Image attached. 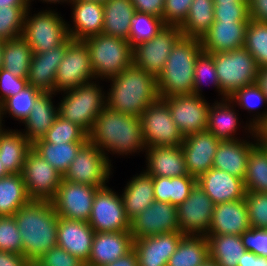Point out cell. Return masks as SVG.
Wrapping results in <instances>:
<instances>
[{"label":"cell","instance_id":"1","mask_svg":"<svg viewBox=\"0 0 267 266\" xmlns=\"http://www.w3.org/2000/svg\"><path fill=\"white\" fill-rule=\"evenodd\" d=\"M88 140L99 147L106 158L108 154L128 156L144 152L141 119L134 115L114 111L105 106L95 119Z\"/></svg>","mask_w":267,"mask_h":266},{"label":"cell","instance_id":"2","mask_svg":"<svg viewBox=\"0 0 267 266\" xmlns=\"http://www.w3.org/2000/svg\"><path fill=\"white\" fill-rule=\"evenodd\" d=\"M22 238V255L29 261L38 260L57 246L59 216L51 201L31 200L14 215Z\"/></svg>","mask_w":267,"mask_h":266},{"label":"cell","instance_id":"3","mask_svg":"<svg viewBox=\"0 0 267 266\" xmlns=\"http://www.w3.org/2000/svg\"><path fill=\"white\" fill-rule=\"evenodd\" d=\"M108 81L106 106L114 111L140 118L149 104L159 98L157 78L133 64Z\"/></svg>","mask_w":267,"mask_h":266},{"label":"cell","instance_id":"4","mask_svg":"<svg viewBox=\"0 0 267 266\" xmlns=\"http://www.w3.org/2000/svg\"><path fill=\"white\" fill-rule=\"evenodd\" d=\"M202 51L200 39L182 36L177 41L157 77L160 98L193 94L195 61Z\"/></svg>","mask_w":267,"mask_h":266},{"label":"cell","instance_id":"5","mask_svg":"<svg viewBox=\"0 0 267 266\" xmlns=\"http://www.w3.org/2000/svg\"><path fill=\"white\" fill-rule=\"evenodd\" d=\"M99 79L86 82L63 93L58 102L59 115L77 124L87 134L95 123V119L106 106V90L100 86ZM105 90V91H104Z\"/></svg>","mask_w":267,"mask_h":266},{"label":"cell","instance_id":"6","mask_svg":"<svg viewBox=\"0 0 267 266\" xmlns=\"http://www.w3.org/2000/svg\"><path fill=\"white\" fill-rule=\"evenodd\" d=\"M83 41L89 49L96 79L107 81L133 64V48L127 39L98 34Z\"/></svg>","mask_w":267,"mask_h":266},{"label":"cell","instance_id":"7","mask_svg":"<svg viewBox=\"0 0 267 266\" xmlns=\"http://www.w3.org/2000/svg\"><path fill=\"white\" fill-rule=\"evenodd\" d=\"M30 9L31 6L26 11L21 36L27 41L33 53L56 48L69 38V22H66L55 9L48 7L34 14Z\"/></svg>","mask_w":267,"mask_h":266},{"label":"cell","instance_id":"8","mask_svg":"<svg viewBox=\"0 0 267 266\" xmlns=\"http://www.w3.org/2000/svg\"><path fill=\"white\" fill-rule=\"evenodd\" d=\"M210 54L213 57L221 91L227 98L243 87L257 82L259 67L256 59L244 47Z\"/></svg>","mask_w":267,"mask_h":266},{"label":"cell","instance_id":"9","mask_svg":"<svg viewBox=\"0 0 267 266\" xmlns=\"http://www.w3.org/2000/svg\"><path fill=\"white\" fill-rule=\"evenodd\" d=\"M111 167L113 168L103 151L88 140L78 150L77 156L63 175V180L101 188L111 179Z\"/></svg>","mask_w":267,"mask_h":266},{"label":"cell","instance_id":"10","mask_svg":"<svg viewBox=\"0 0 267 266\" xmlns=\"http://www.w3.org/2000/svg\"><path fill=\"white\" fill-rule=\"evenodd\" d=\"M143 139L147 148L155 146L177 147L183 143L184 136L171 117L163 98L149 104L141 117Z\"/></svg>","mask_w":267,"mask_h":266},{"label":"cell","instance_id":"11","mask_svg":"<svg viewBox=\"0 0 267 266\" xmlns=\"http://www.w3.org/2000/svg\"><path fill=\"white\" fill-rule=\"evenodd\" d=\"M95 79L86 43L69 37L65 56L57 69L54 93L60 94V92L78 88Z\"/></svg>","mask_w":267,"mask_h":266},{"label":"cell","instance_id":"12","mask_svg":"<svg viewBox=\"0 0 267 266\" xmlns=\"http://www.w3.org/2000/svg\"><path fill=\"white\" fill-rule=\"evenodd\" d=\"M183 36L179 26L165 25L151 40L133 47V65L158 77L177 41Z\"/></svg>","mask_w":267,"mask_h":266},{"label":"cell","instance_id":"13","mask_svg":"<svg viewBox=\"0 0 267 266\" xmlns=\"http://www.w3.org/2000/svg\"><path fill=\"white\" fill-rule=\"evenodd\" d=\"M94 232L130 231L121 195L108 185L97 190L88 220Z\"/></svg>","mask_w":267,"mask_h":266},{"label":"cell","instance_id":"14","mask_svg":"<svg viewBox=\"0 0 267 266\" xmlns=\"http://www.w3.org/2000/svg\"><path fill=\"white\" fill-rule=\"evenodd\" d=\"M21 174L32 200L51 201L63 179V175L32 148L26 156Z\"/></svg>","mask_w":267,"mask_h":266},{"label":"cell","instance_id":"15","mask_svg":"<svg viewBox=\"0 0 267 266\" xmlns=\"http://www.w3.org/2000/svg\"><path fill=\"white\" fill-rule=\"evenodd\" d=\"M98 189L96 186L62 179L57 194L51 202L59 217L88 222L94 196Z\"/></svg>","mask_w":267,"mask_h":266},{"label":"cell","instance_id":"16","mask_svg":"<svg viewBox=\"0 0 267 266\" xmlns=\"http://www.w3.org/2000/svg\"><path fill=\"white\" fill-rule=\"evenodd\" d=\"M184 137L206 131L211 103L196 94L163 98Z\"/></svg>","mask_w":267,"mask_h":266},{"label":"cell","instance_id":"17","mask_svg":"<svg viewBox=\"0 0 267 266\" xmlns=\"http://www.w3.org/2000/svg\"><path fill=\"white\" fill-rule=\"evenodd\" d=\"M214 202L195 184L188 198L177 206L179 229L184 235H206L209 231Z\"/></svg>","mask_w":267,"mask_h":266},{"label":"cell","instance_id":"18","mask_svg":"<svg viewBox=\"0 0 267 266\" xmlns=\"http://www.w3.org/2000/svg\"><path fill=\"white\" fill-rule=\"evenodd\" d=\"M178 231L177 207L156 200L131 221L130 228L133 239Z\"/></svg>","mask_w":267,"mask_h":266},{"label":"cell","instance_id":"19","mask_svg":"<svg viewBox=\"0 0 267 266\" xmlns=\"http://www.w3.org/2000/svg\"><path fill=\"white\" fill-rule=\"evenodd\" d=\"M220 142L207 130L184 137L181 147L191 177L198 179L213 167L214 155Z\"/></svg>","mask_w":267,"mask_h":266},{"label":"cell","instance_id":"20","mask_svg":"<svg viewBox=\"0 0 267 266\" xmlns=\"http://www.w3.org/2000/svg\"><path fill=\"white\" fill-rule=\"evenodd\" d=\"M184 234L168 232L141 239H134L133 249L137 255L138 266H167Z\"/></svg>","mask_w":267,"mask_h":266},{"label":"cell","instance_id":"21","mask_svg":"<svg viewBox=\"0 0 267 266\" xmlns=\"http://www.w3.org/2000/svg\"><path fill=\"white\" fill-rule=\"evenodd\" d=\"M95 232L87 221L59 217L57 246L76 256L85 264L91 254Z\"/></svg>","mask_w":267,"mask_h":266},{"label":"cell","instance_id":"22","mask_svg":"<svg viewBox=\"0 0 267 266\" xmlns=\"http://www.w3.org/2000/svg\"><path fill=\"white\" fill-rule=\"evenodd\" d=\"M258 142L257 133L251 137L246 136L245 139L241 137L240 139L221 141L214 155L213 168L244 179L250 150Z\"/></svg>","mask_w":267,"mask_h":266},{"label":"cell","instance_id":"23","mask_svg":"<svg viewBox=\"0 0 267 266\" xmlns=\"http://www.w3.org/2000/svg\"><path fill=\"white\" fill-rule=\"evenodd\" d=\"M236 111L238 110L229 98L219 101L215 100L209 108L206 130L213 133L221 141L240 139L236 132L241 128H245L244 130L247 135H255L256 130L247 121L245 123L246 126H240L242 124L239 120V113Z\"/></svg>","mask_w":267,"mask_h":266},{"label":"cell","instance_id":"24","mask_svg":"<svg viewBox=\"0 0 267 266\" xmlns=\"http://www.w3.org/2000/svg\"><path fill=\"white\" fill-rule=\"evenodd\" d=\"M72 24H68V34L73 40H84L102 34L104 27L103 3L91 0H71ZM71 25V26H70Z\"/></svg>","mask_w":267,"mask_h":266},{"label":"cell","instance_id":"25","mask_svg":"<svg viewBox=\"0 0 267 266\" xmlns=\"http://www.w3.org/2000/svg\"><path fill=\"white\" fill-rule=\"evenodd\" d=\"M67 50V40L60 46L42 53H33L27 76L28 85L42 93H54L58 66Z\"/></svg>","mask_w":267,"mask_h":266},{"label":"cell","instance_id":"26","mask_svg":"<svg viewBox=\"0 0 267 266\" xmlns=\"http://www.w3.org/2000/svg\"><path fill=\"white\" fill-rule=\"evenodd\" d=\"M197 184L215 205L244 199L246 194L242 178L213 167L197 179Z\"/></svg>","mask_w":267,"mask_h":266},{"label":"cell","instance_id":"27","mask_svg":"<svg viewBox=\"0 0 267 266\" xmlns=\"http://www.w3.org/2000/svg\"><path fill=\"white\" fill-rule=\"evenodd\" d=\"M130 231L95 232L91 254L85 266H102L126 255L133 249Z\"/></svg>","mask_w":267,"mask_h":266},{"label":"cell","instance_id":"28","mask_svg":"<svg viewBox=\"0 0 267 266\" xmlns=\"http://www.w3.org/2000/svg\"><path fill=\"white\" fill-rule=\"evenodd\" d=\"M245 199L216 204L209 231L206 235H241L250 229Z\"/></svg>","mask_w":267,"mask_h":266},{"label":"cell","instance_id":"29","mask_svg":"<svg viewBox=\"0 0 267 266\" xmlns=\"http://www.w3.org/2000/svg\"><path fill=\"white\" fill-rule=\"evenodd\" d=\"M145 172L152 177H177L189 175L181 145L177 147L155 146L144 151Z\"/></svg>","mask_w":267,"mask_h":266},{"label":"cell","instance_id":"30","mask_svg":"<svg viewBox=\"0 0 267 266\" xmlns=\"http://www.w3.org/2000/svg\"><path fill=\"white\" fill-rule=\"evenodd\" d=\"M248 23L215 21L200 40L203 51L218 53L244 47Z\"/></svg>","mask_w":267,"mask_h":266},{"label":"cell","instance_id":"31","mask_svg":"<svg viewBox=\"0 0 267 266\" xmlns=\"http://www.w3.org/2000/svg\"><path fill=\"white\" fill-rule=\"evenodd\" d=\"M122 189L124 211L130 222L154 201L153 177L144 170L133 175Z\"/></svg>","mask_w":267,"mask_h":266},{"label":"cell","instance_id":"32","mask_svg":"<svg viewBox=\"0 0 267 266\" xmlns=\"http://www.w3.org/2000/svg\"><path fill=\"white\" fill-rule=\"evenodd\" d=\"M58 94L43 93L36 101L27 119L24 121L25 129H21L32 144L42 139L59 115L58 103L55 105L53 97Z\"/></svg>","mask_w":267,"mask_h":266},{"label":"cell","instance_id":"33","mask_svg":"<svg viewBox=\"0 0 267 266\" xmlns=\"http://www.w3.org/2000/svg\"><path fill=\"white\" fill-rule=\"evenodd\" d=\"M32 144L18 129L4 128L0 132V158L10 174L22 173L26 156Z\"/></svg>","mask_w":267,"mask_h":266},{"label":"cell","instance_id":"34","mask_svg":"<svg viewBox=\"0 0 267 266\" xmlns=\"http://www.w3.org/2000/svg\"><path fill=\"white\" fill-rule=\"evenodd\" d=\"M103 8L102 34L128 40L130 21L135 13L132 0H107Z\"/></svg>","mask_w":267,"mask_h":266},{"label":"cell","instance_id":"35","mask_svg":"<svg viewBox=\"0 0 267 266\" xmlns=\"http://www.w3.org/2000/svg\"><path fill=\"white\" fill-rule=\"evenodd\" d=\"M209 246V258L218 266H238L246 248L240 235H205Z\"/></svg>","mask_w":267,"mask_h":266},{"label":"cell","instance_id":"36","mask_svg":"<svg viewBox=\"0 0 267 266\" xmlns=\"http://www.w3.org/2000/svg\"><path fill=\"white\" fill-rule=\"evenodd\" d=\"M209 259L205 235H184L167 266H202Z\"/></svg>","mask_w":267,"mask_h":266},{"label":"cell","instance_id":"37","mask_svg":"<svg viewBox=\"0 0 267 266\" xmlns=\"http://www.w3.org/2000/svg\"><path fill=\"white\" fill-rule=\"evenodd\" d=\"M85 143L86 142L49 143L42 138L32 143V149L64 175L77 156L78 150Z\"/></svg>","mask_w":267,"mask_h":266},{"label":"cell","instance_id":"38","mask_svg":"<svg viewBox=\"0 0 267 266\" xmlns=\"http://www.w3.org/2000/svg\"><path fill=\"white\" fill-rule=\"evenodd\" d=\"M196 183L197 179L190 175L172 178L153 177L155 200L170 203L177 207L188 198Z\"/></svg>","mask_w":267,"mask_h":266},{"label":"cell","instance_id":"39","mask_svg":"<svg viewBox=\"0 0 267 266\" xmlns=\"http://www.w3.org/2000/svg\"><path fill=\"white\" fill-rule=\"evenodd\" d=\"M31 200L21 173L0 178V216H14L19 208Z\"/></svg>","mask_w":267,"mask_h":266},{"label":"cell","instance_id":"40","mask_svg":"<svg viewBox=\"0 0 267 266\" xmlns=\"http://www.w3.org/2000/svg\"><path fill=\"white\" fill-rule=\"evenodd\" d=\"M214 22L213 0H193L188 15L179 28L183 36L201 40Z\"/></svg>","mask_w":267,"mask_h":266},{"label":"cell","instance_id":"41","mask_svg":"<svg viewBox=\"0 0 267 266\" xmlns=\"http://www.w3.org/2000/svg\"><path fill=\"white\" fill-rule=\"evenodd\" d=\"M33 51L22 37L3 41L2 68L21 78H27Z\"/></svg>","mask_w":267,"mask_h":266},{"label":"cell","instance_id":"42","mask_svg":"<svg viewBox=\"0 0 267 266\" xmlns=\"http://www.w3.org/2000/svg\"><path fill=\"white\" fill-rule=\"evenodd\" d=\"M229 99L236 105L235 107H238V110L240 108L247 110L250 114L252 112L253 118H250L248 123L253 126L255 130L267 119V108H264L262 113L259 110L261 104L263 107H267V98L256 83L236 91Z\"/></svg>","mask_w":267,"mask_h":266},{"label":"cell","instance_id":"43","mask_svg":"<svg viewBox=\"0 0 267 266\" xmlns=\"http://www.w3.org/2000/svg\"><path fill=\"white\" fill-rule=\"evenodd\" d=\"M243 180L246 191L267 193V149L260 142L250 150Z\"/></svg>","mask_w":267,"mask_h":266},{"label":"cell","instance_id":"44","mask_svg":"<svg viewBox=\"0 0 267 266\" xmlns=\"http://www.w3.org/2000/svg\"><path fill=\"white\" fill-rule=\"evenodd\" d=\"M43 93L36 89L35 87L27 85L23 90H21L16 95L7 98L0 105V116L2 121H4L3 117L7 115L14 120L19 121L20 123H24V121L29 116L32 108L35 104V101L42 95Z\"/></svg>","mask_w":267,"mask_h":266},{"label":"cell","instance_id":"45","mask_svg":"<svg viewBox=\"0 0 267 266\" xmlns=\"http://www.w3.org/2000/svg\"><path fill=\"white\" fill-rule=\"evenodd\" d=\"M164 26L165 24L162 18L135 11L130 21L128 37L131 47L133 48L142 42L151 40Z\"/></svg>","mask_w":267,"mask_h":266},{"label":"cell","instance_id":"46","mask_svg":"<svg viewBox=\"0 0 267 266\" xmlns=\"http://www.w3.org/2000/svg\"><path fill=\"white\" fill-rule=\"evenodd\" d=\"M244 48L256 59L259 68L267 67V23L249 20Z\"/></svg>","mask_w":267,"mask_h":266},{"label":"cell","instance_id":"47","mask_svg":"<svg viewBox=\"0 0 267 266\" xmlns=\"http://www.w3.org/2000/svg\"><path fill=\"white\" fill-rule=\"evenodd\" d=\"M204 81L206 82V85L209 82L211 86H214L215 91L219 93L218 96L221 95L218 99L222 100L227 98L221 91L212 55L208 52L202 51L195 61L193 94L203 97L202 86Z\"/></svg>","mask_w":267,"mask_h":266},{"label":"cell","instance_id":"48","mask_svg":"<svg viewBox=\"0 0 267 266\" xmlns=\"http://www.w3.org/2000/svg\"><path fill=\"white\" fill-rule=\"evenodd\" d=\"M43 139L49 143L87 142L88 134L77 124L58 115Z\"/></svg>","mask_w":267,"mask_h":266},{"label":"cell","instance_id":"49","mask_svg":"<svg viewBox=\"0 0 267 266\" xmlns=\"http://www.w3.org/2000/svg\"><path fill=\"white\" fill-rule=\"evenodd\" d=\"M29 7L0 9V41L15 39L22 35L24 17Z\"/></svg>","mask_w":267,"mask_h":266},{"label":"cell","instance_id":"50","mask_svg":"<svg viewBox=\"0 0 267 266\" xmlns=\"http://www.w3.org/2000/svg\"><path fill=\"white\" fill-rule=\"evenodd\" d=\"M0 251L22 255V238L14 216H0Z\"/></svg>","mask_w":267,"mask_h":266},{"label":"cell","instance_id":"51","mask_svg":"<svg viewBox=\"0 0 267 266\" xmlns=\"http://www.w3.org/2000/svg\"><path fill=\"white\" fill-rule=\"evenodd\" d=\"M249 223L252 228L267 230V193L246 191Z\"/></svg>","mask_w":267,"mask_h":266},{"label":"cell","instance_id":"52","mask_svg":"<svg viewBox=\"0 0 267 266\" xmlns=\"http://www.w3.org/2000/svg\"><path fill=\"white\" fill-rule=\"evenodd\" d=\"M214 20L223 22H249L247 3H214Z\"/></svg>","mask_w":267,"mask_h":266},{"label":"cell","instance_id":"53","mask_svg":"<svg viewBox=\"0 0 267 266\" xmlns=\"http://www.w3.org/2000/svg\"><path fill=\"white\" fill-rule=\"evenodd\" d=\"M193 0H164L163 22L180 26L186 19Z\"/></svg>","mask_w":267,"mask_h":266},{"label":"cell","instance_id":"54","mask_svg":"<svg viewBox=\"0 0 267 266\" xmlns=\"http://www.w3.org/2000/svg\"><path fill=\"white\" fill-rule=\"evenodd\" d=\"M36 261L42 266H85L84 262L59 246L51 248Z\"/></svg>","mask_w":267,"mask_h":266},{"label":"cell","instance_id":"55","mask_svg":"<svg viewBox=\"0 0 267 266\" xmlns=\"http://www.w3.org/2000/svg\"><path fill=\"white\" fill-rule=\"evenodd\" d=\"M242 242L247 251L267 258V230L250 228L241 235Z\"/></svg>","mask_w":267,"mask_h":266},{"label":"cell","instance_id":"56","mask_svg":"<svg viewBox=\"0 0 267 266\" xmlns=\"http://www.w3.org/2000/svg\"><path fill=\"white\" fill-rule=\"evenodd\" d=\"M28 85L27 78L13 75L5 69L0 70V105L9 97H12Z\"/></svg>","mask_w":267,"mask_h":266},{"label":"cell","instance_id":"57","mask_svg":"<svg viewBox=\"0 0 267 266\" xmlns=\"http://www.w3.org/2000/svg\"><path fill=\"white\" fill-rule=\"evenodd\" d=\"M135 11L163 19L164 0H132Z\"/></svg>","mask_w":267,"mask_h":266},{"label":"cell","instance_id":"58","mask_svg":"<svg viewBox=\"0 0 267 266\" xmlns=\"http://www.w3.org/2000/svg\"><path fill=\"white\" fill-rule=\"evenodd\" d=\"M249 19L267 23V0H247Z\"/></svg>","mask_w":267,"mask_h":266},{"label":"cell","instance_id":"59","mask_svg":"<svg viewBox=\"0 0 267 266\" xmlns=\"http://www.w3.org/2000/svg\"><path fill=\"white\" fill-rule=\"evenodd\" d=\"M28 261L24 255L0 251V266H26Z\"/></svg>","mask_w":267,"mask_h":266},{"label":"cell","instance_id":"60","mask_svg":"<svg viewBox=\"0 0 267 266\" xmlns=\"http://www.w3.org/2000/svg\"><path fill=\"white\" fill-rule=\"evenodd\" d=\"M238 266H267V258L246 250Z\"/></svg>","mask_w":267,"mask_h":266},{"label":"cell","instance_id":"61","mask_svg":"<svg viewBox=\"0 0 267 266\" xmlns=\"http://www.w3.org/2000/svg\"><path fill=\"white\" fill-rule=\"evenodd\" d=\"M102 266H138L137 255L134 249L112 263Z\"/></svg>","mask_w":267,"mask_h":266},{"label":"cell","instance_id":"62","mask_svg":"<svg viewBox=\"0 0 267 266\" xmlns=\"http://www.w3.org/2000/svg\"><path fill=\"white\" fill-rule=\"evenodd\" d=\"M256 84L261 88V91L267 98V67L259 68Z\"/></svg>","mask_w":267,"mask_h":266},{"label":"cell","instance_id":"63","mask_svg":"<svg viewBox=\"0 0 267 266\" xmlns=\"http://www.w3.org/2000/svg\"><path fill=\"white\" fill-rule=\"evenodd\" d=\"M7 7H30L29 0H0V9Z\"/></svg>","mask_w":267,"mask_h":266},{"label":"cell","instance_id":"64","mask_svg":"<svg viewBox=\"0 0 267 266\" xmlns=\"http://www.w3.org/2000/svg\"><path fill=\"white\" fill-rule=\"evenodd\" d=\"M260 143H267V119L256 130Z\"/></svg>","mask_w":267,"mask_h":266},{"label":"cell","instance_id":"65","mask_svg":"<svg viewBox=\"0 0 267 266\" xmlns=\"http://www.w3.org/2000/svg\"><path fill=\"white\" fill-rule=\"evenodd\" d=\"M32 1H34V0H29V2H30V6H32V4H31ZM41 1H42V3H45V2H46L47 4H48V3H49V4H52V3H53V4H57V3L59 4V3H60V4H62V5H63L64 3L68 4V3L71 2V0H40V2H41Z\"/></svg>","mask_w":267,"mask_h":266},{"label":"cell","instance_id":"66","mask_svg":"<svg viewBox=\"0 0 267 266\" xmlns=\"http://www.w3.org/2000/svg\"><path fill=\"white\" fill-rule=\"evenodd\" d=\"M214 3H221V4H227V3H247V0H213Z\"/></svg>","mask_w":267,"mask_h":266},{"label":"cell","instance_id":"67","mask_svg":"<svg viewBox=\"0 0 267 266\" xmlns=\"http://www.w3.org/2000/svg\"><path fill=\"white\" fill-rule=\"evenodd\" d=\"M10 173L6 170V168L3 166L1 158H0V178H3L4 176L9 175Z\"/></svg>","mask_w":267,"mask_h":266},{"label":"cell","instance_id":"68","mask_svg":"<svg viewBox=\"0 0 267 266\" xmlns=\"http://www.w3.org/2000/svg\"><path fill=\"white\" fill-rule=\"evenodd\" d=\"M3 65V41H0V70Z\"/></svg>","mask_w":267,"mask_h":266},{"label":"cell","instance_id":"69","mask_svg":"<svg viewBox=\"0 0 267 266\" xmlns=\"http://www.w3.org/2000/svg\"><path fill=\"white\" fill-rule=\"evenodd\" d=\"M202 266H218L215 261L210 258Z\"/></svg>","mask_w":267,"mask_h":266},{"label":"cell","instance_id":"70","mask_svg":"<svg viewBox=\"0 0 267 266\" xmlns=\"http://www.w3.org/2000/svg\"><path fill=\"white\" fill-rule=\"evenodd\" d=\"M26 266H42L38 261H28Z\"/></svg>","mask_w":267,"mask_h":266},{"label":"cell","instance_id":"71","mask_svg":"<svg viewBox=\"0 0 267 266\" xmlns=\"http://www.w3.org/2000/svg\"><path fill=\"white\" fill-rule=\"evenodd\" d=\"M4 124H3V121L1 119V116H0V132L4 129Z\"/></svg>","mask_w":267,"mask_h":266},{"label":"cell","instance_id":"72","mask_svg":"<svg viewBox=\"0 0 267 266\" xmlns=\"http://www.w3.org/2000/svg\"><path fill=\"white\" fill-rule=\"evenodd\" d=\"M91 1H98V2H105V1H107V0H91Z\"/></svg>","mask_w":267,"mask_h":266},{"label":"cell","instance_id":"73","mask_svg":"<svg viewBox=\"0 0 267 266\" xmlns=\"http://www.w3.org/2000/svg\"><path fill=\"white\" fill-rule=\"evenodd\" d=\"M267 149V143H261Z\"/></svg>","mask_w":267,"mask_h":266}]
</instances>
